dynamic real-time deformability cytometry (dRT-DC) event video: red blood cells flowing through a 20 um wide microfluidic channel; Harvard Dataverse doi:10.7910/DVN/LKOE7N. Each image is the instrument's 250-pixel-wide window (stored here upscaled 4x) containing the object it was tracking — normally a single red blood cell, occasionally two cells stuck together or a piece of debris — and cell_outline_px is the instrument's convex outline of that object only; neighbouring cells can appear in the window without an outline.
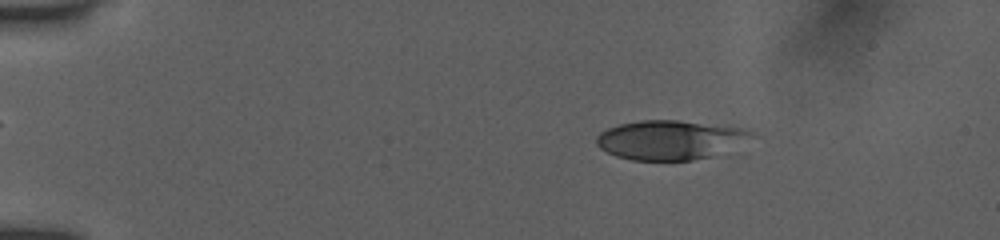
{"species": "human", "species_latin": "Homo sapiens", "temperature_condition": "room temperature", "stored_images_in_passage": 7, "camera_frame_rate_fps": 3000, "um_per_image_px": 0.085, "donor": {"sex": "female"}, "frame": {"image": 1, "passage_image": 3, "time_ms": 0.667, "image_size_px": [1000, 240], "cell_outline_px": [[752, 132], [708, 156], [692, 160], [632, 160], [616, 156], [600, 148], [596, 144], [596, 136], [600, 132], [608, 128], [620, 124], [640, 120], [676, 120], [740, 128]], "centroid_in_image_um": [56.68, 11.88], "position_along_channel_um": 28.3, "area_um2": 33.7}}
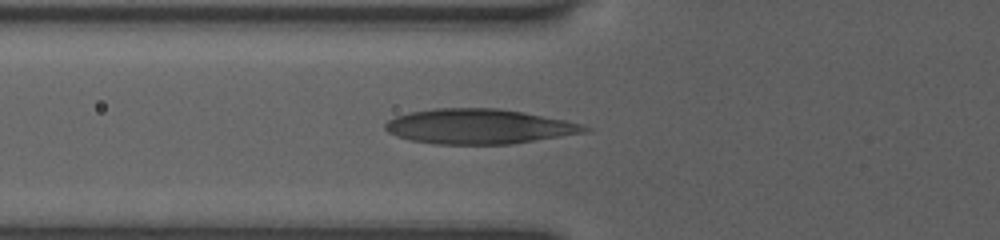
{"frame": {"image": 2, "passage_image": 7, "time_ms": 2.0, "image_size_px": [1000, 240], "cell_outline_px": [[588, 132], [512, 144], [436, 144], [412, 140], [396, 136], [388, 132], [384, 128], [384, 124], [388, 120], [396, 116], [408, 112], [436, 108], [496, 108], [524, 112], [564, 120], [580, 124], [588, 128]], "centroid_in_image_um": [40.67, 10.75], "position_along_channel_um": 85.1, "area_um2": 40.46}}